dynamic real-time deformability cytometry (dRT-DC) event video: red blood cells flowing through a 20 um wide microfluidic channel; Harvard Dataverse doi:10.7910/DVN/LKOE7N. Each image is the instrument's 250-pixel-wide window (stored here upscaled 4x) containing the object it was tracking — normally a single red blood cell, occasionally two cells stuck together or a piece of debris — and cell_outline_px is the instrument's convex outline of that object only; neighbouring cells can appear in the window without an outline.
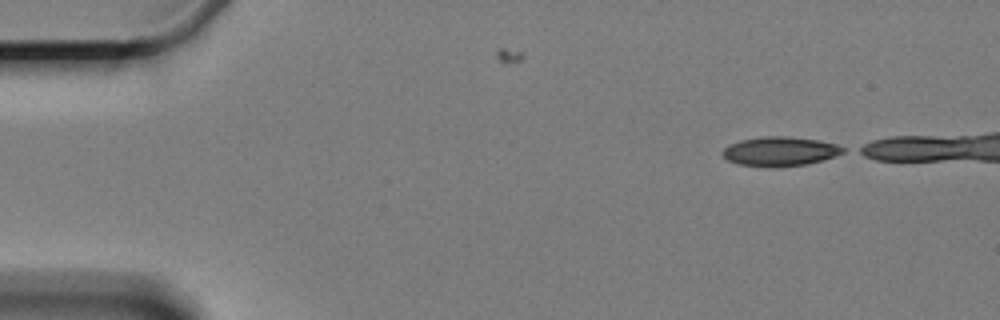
{"species": "Egyptian fruit bat (a non-hibernating species)", "species_latin": "Rousettus aegyptiacus", "temperature_condition": "cold", "stored_images_in_passage": 5, "camera_frame_rate_fps": 3000, "um_per_image_px": 0.085, "animal": {"sex": "female"}, "frame": {"image": 1, "passage_image": 1, "time_ms": 0.0, "image_size_px": [1000, 320], "cell_outline_px": [[844, 152], [808, 164], [740, 164], [728, 160], [720, 152], [728, 144], [740, 140], [760, 136], [788, 136], [820, 140], [836, 144], [844, 148]], "centroid_in_image_um": [66.28, 12.8], "position_along_channel_um": 18.7, "area_um2": 19.65}}